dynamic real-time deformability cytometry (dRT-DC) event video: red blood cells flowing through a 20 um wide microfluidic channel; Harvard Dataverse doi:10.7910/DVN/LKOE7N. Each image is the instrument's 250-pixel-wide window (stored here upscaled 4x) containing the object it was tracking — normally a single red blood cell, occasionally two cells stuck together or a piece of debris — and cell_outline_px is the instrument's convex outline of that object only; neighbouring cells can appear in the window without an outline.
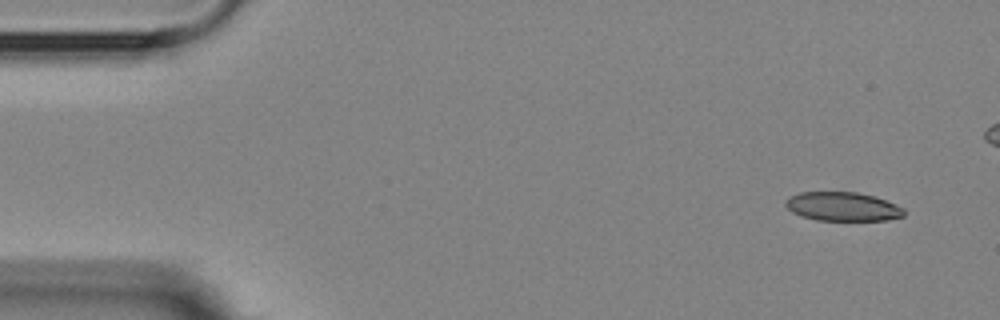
{"species": "Egyptian fruit bat (a non-hibernating species)", "species_latin": "Rousettus aegyptiacus", "temperature_condition": "room temperature", "stored_images_in_passage": 5, "camera_frame_rate_fps": 3000, "um_per_image_px": 0.085, "animal": {"sex": "female"}, "frame": {"image": 1, "passage_image": 1, "time_ms": 0.0, "image_size_px": [1000, 320], "cell_outline_px": [[904, 216], [888, 220], [816, 220], [800, 216], [792, 212], [784, 204], [784, 200], [788, 196], [800, 192], [856, 192], [872, 196], [896, 204], [904, 208]], "centroid_in_image_um": [71.58, 17.56], "position_along_channel_um": 13.4, "area_um2": 20.0}}